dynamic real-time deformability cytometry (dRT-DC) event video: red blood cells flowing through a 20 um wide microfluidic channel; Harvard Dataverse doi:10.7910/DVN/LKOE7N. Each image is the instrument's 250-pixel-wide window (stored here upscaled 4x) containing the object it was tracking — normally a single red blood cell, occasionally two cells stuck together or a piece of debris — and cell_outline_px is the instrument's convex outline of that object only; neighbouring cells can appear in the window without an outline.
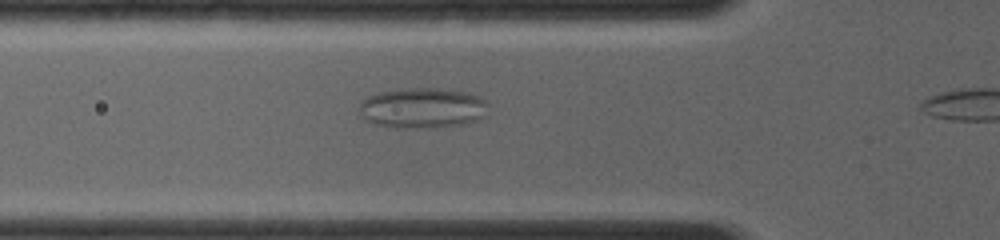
{"species": "common noctule bat (a hibernating species)", "species_latin": "Nyctalus noctula", "temperature_condition": "room temperature", "stored_images_in_passage": 5, "camera_frame_rate_fps": 4000, "um_per_image_px": 0.085, "animal": {"sex": "female", "body_mass_g": 19.0, "forearm_length_mm": 56.7}, "frame": {"image": 1, "passage_image": 4, "time_ms": 1.5, "image_size_px": [1000, 240], "cell_outline_px": [[488, 104], [484, 116], [476, 120], [464, 124], [428, 128], [404, 128], [376, 124], [368, 120], [360, 112], [360, 104], [368, 96], [380, 92], [400, 88], [436, 88], [468, 92], [480, 96]], "centroid_in_image_um": [35.95, 9.17], "position_along_channel_um": 89.9, "area_um2": 30.23}}